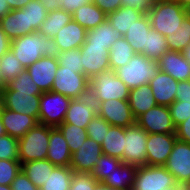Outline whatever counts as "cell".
Instances as JSON below:
<instances>
[{"mask_svg":"<svg viewBox=\"0 0 190 190\" xmlns=\"http://www.w3.org/2000/svg\"><path fill=\"white\" fill-rule=\"evenodd\" d=\"M10 49L25 69L43 56L57 58L60 53L54 38H47L38 31L11 40Z\"/></svg>","mask_w":190,"mask_h":190,"instance_id":"obj_1","label":"cell"},{"mask_svg":"<svg viewBox=\"0 0 190 190\" xmlns=\"http://www.w3.org/2000/svg\"><path fill=\"white\" fill-rule=\"evenodd\" d=\"M147 15L151 27L166 37L181 27L188 11L175 0H155Z\"/></svg>","mask_w":190,"mask_h":190,"instance_id":"obj_2","label":"cell"},{"mask_svg":"<svg viewBox=\"0 0 190 190\" xmlns=\"http://www.w3.org/2000/svg\"><path fill=\"white\" fill-rule=\"evenodd\" d=\"M159 71L158 63L142 54L135 53L131 60L115 70V74L130 89L149 84Z\"/></svg>","mask_w":190,"mask_h":190,"instance_id":"obj_3","label":"cell"},{"mask_svg":"<svg viewBox=\"0 0 190 190\" xmlns=\"http://www.w3.org/2000/svg\"><path fill=\"white\" fill-rule=\"evenodd\" d=\"M53 128L37 123L23 137L18 139L19 161L21 164L46 159L50 131Z\"/></svg>","mask_w":190,"mask_h":190,"instance_id":"obj_4","label":"cell"},{"mask_svg":"<svg viewBox=\"0 0 190 190\" xmlns=\"http://www.w3.org/2000/svg\"><path fill=\"white\" fill-rule=\"evenodd\" d=\"M130 88L115 74L107 70L90 79L89 94L96 105L106 100H129Z\"/></svg>","mask_w":190,"mask_h":190,"instance_id":"obj_5","label":"cell"},{"mask_svg":"<svg viewBox=\"0 0 190 190\" xmlns=\"http://www.w3.org/2000/svg\"><path fill=\"white\" fill-rule=\"evenodd\" d=\"M72 99L54 91L40 95L38 123L58 127L64 121Z\"/></svg>","mask_w":190,"mask_h":190,"instance_id":"obj_6","label":"cell"},{"mask_svg":"<svg viewBox=\"0 0 190 190\" xmlns=\"http://www.w3.org/2000/svg\"><path fill=\"white\" fill-rule=\"evenodd\" d=\"M178 186L175 177L164 166H139L132 190H163Z\"/></svg>","mask_w":190,"mask_h":190,"instance_id":"obj_7","label":"cell"},{"mask_svg":"<svg viewBox=\"0 0 190 190\" xmlns=\"http://www.w3.org/2000/svg\"><path fill=\"white\" fill-rule=\"evenodd\" d=\"M90 79L83 73L58 66L51 91L60 93L70 99H78L89 93Z\"/></svg>","mask_w":190,"mask_h":190,"instance_id":"obj_8","label":"cell"},{"mask_svg":"<svg viewBox=\"0 0 190 190\" xmlns=\"http://www.w3.org/2000/svg\"><path fill=\"white\" fill-rule=\"evenodd\" d=\"M125 148L123 163L136 167L147 165L146 143L148 133L137 123L124 128Z\"/></svg>","mask_w":190,"mask_h":190,"instance_id":"obj_9","label":"cell"},{"mask_svg":"<svg viewBox=\"0 0 190 190\" xmlns=\"http://www.w3.org/2000/svg\"><path fill=\"white\" fill-rule=\"evenodd\" d=\"M42 93H25L18 90H8L6 87L0 92V107L26 114L39 119V103Z\"/></svg>","mask_w":190,"mask_h":190,"instance_id":"obj_10","label":"cell"},{"mask_svg":"<svg viewBox=\"0 0 190 190\" xmlns=\"http://www.w3.org/2000/svg\"><path fill=\"white\" fill-rule=\"evenodd\" d=\"M164 167L175 177L178 185L190 187V144L176 139Z\"/></svg>","mask_w":190,"mask_h":190,"instance_id":"obj_11","label":"cell"},{"mask_svg":"<svg viewBox=\"0 0 190 190\" xmlns=\"http://www.w3.org/2000/svg\"><path fill=\"white\" fill-rule=\"evenodd\" d=\"M136 123L148 134L162 133L175 134L176 127L173 124L169 107L157 105L136 119Z\"/></svg>","mask_w":190,"mask_h":190,"instance_id":"obj_12","label":"cell"},{"mask_svg":"<svg viewBox=\"0 0 190 190\" xmlns=\"http://www.w3.org/2000/svg\"><path fill=\"white\" fill-rule=\"evenodd\" d=\"M97 114L111 126L125 128L136 123L128 100L109 99L98 103Z\"/></svg>","mask_w":190,"mask_h":190,"instance_id":"obj_13","label":"cell"},{"mask_svg":"<svg viewBox=\"0 0 190 190\" xmlns=\"http://www.w3.org/2000/svg\"><path fill=\"white\" fill-rule=\"evenodd\" d=\"M80 51L83 74L88 79L110 70L109 49L106 46L82 45Z\"/></svg>","mask_w":190,"mask_h":190,"instance_id":"obj_14","label":"cell"},{"mask_svg":"<svg viewBox=\"0 0 190 190\" xmlns=\"http://www.w3.org/2000/svg\"><path fill=\"white\" fill-rule=\"evenodd\" d=\"M176 139V134H148L146 143L147 165L164 166Z\"/></svg>","mask_w":190,"mask_h":190,"instance_id":"obj_15","label":"cell"},{"mask_svg":"<svg viewBox=\"0 0 190 190\" xmlns=\"http://www.w3.org/2000/svg\"><path fill=\"white\" fill-rule=\"evenodd\" d=\"M95 115H97V105L88 93L83 97L71 100L63 123L87 129L89 122Z\"/></svg>","mask_w":190,"mask_h":190,"instance_id":"obj_16","label":"cell"},{"mask_svg":"<svg viewBox=\"0 0 190 190\" xmlns=\"http://www.w3.org/2000/svg\"><path fill=\"white\" fill-rule=\"evenodd\" d=\"M102 154L101 145L87 137L81 147L71 155L69 166L76 172L91 173Z\"/></svg>","mask_w":190,"mask_h":190,"instance_id":"obj_17","label":"cell"},{"mask_svg":"<svg viewBox=\"0 0 190 190\" xmlns=\"http://www.w3.org/2000/svg\"><path fill=\"white\" fill-rule=\"evenodd\" d=\"M59 63L54 57H41L26 70L42 92L51 91Z\"/></svg>","mask_w":190,"mask_h":190,"instance_id":"obj_18","label":"cell"},{"mask_svg":"<svg viewBox=\"0 0 190 190\" xmlns=\"http://www.w3.org/2000/svg\"><path fill=\"white\" fill-rule=\"evenodd\" d=\"M159 70L176 81L190 80V63L180 51H167L157 61Z\"/></svg>","mask_w":190,"mask_h":190,"instance_id":"obj_19","label":"cell"},{"mask_svg":"<svg viewBox=\"0 0 190 190\" xmlns=\"http://www.w3.org/2000/svg\"><path fill=\"white\" fill-rule=\"evenodd\" d=\"M0 117L6 134L17 139L23 137L38 123L32 116L11 111L5 107H0Z\"/></svg>","mask_w":190,"mask_h":190,"instance_id":"obj_20","label":"cell"},{"mask_svg":"<svg viewBox=\"0 0 190 190\" xmlns=\"http://www.w3.org/2000/svg\"><path fill=\"white\" fill-rule=\"evenodd\" d=\"M149 85L157 105L169 107L176 100L178 81L167 73L159 70Z\"/></svg>","mask_w":190,"mask_h":190,"instance_id":"obj_21","label":"cell"},{"mask_svg":"<svg viewBox=\"0 0 190 190\" xmlns=\"http://www.w3.org/2000/svg\"><path fill=\"white\" fill-rule=\"evenodd\" d=\"M87 30L73 19L55 35L54 41L60 51L80 48L86 40Z\"/></svg>","mask_w":190,"mask_h":190,"instance_id":"obj_22","label":"cell"},{"mask_svg":"<svg viewBox=\"0 0 190 190\" xmlns=\"http://www.w3.org/2000/svg\"><path fill=\"white\" fill-rule=\"evenodd\" d=\"M49 146L46 159L55 166H69L71 152L67 141L57 127L50 131Z\"/></svg>","mask_w":190,"mask_h":190,"instance_id":"obj_23","label":"cell"},{"mask_svg":"<svg viewBox=\"0 0 190 190\" xmlns=\"http://www.w3.org/2000/svg\"><path fill=\"white\" fill-rule=\"evenodd\" d=\"M0 26L10 40L32 33V28H27L26 10H11L0 20Z\"/></svg>","mask_w":190,"mask_h":190,"instance_id":"obj_24","label":"cell"},{"mask_svg":"<svg viewBox=\"0 0 190 190\" xmlns=\"http://www.w3.org/2000/svg\"><path fill=\"white\" fill-rule=\"evenodd\" d=\"M151 29L150 18L144 14L123 36L132 46L135 53L142 54L147 50L148 32Z\"/></svg>","mask_w":190,"mask_h":190,"instance_id":"obj_25","label":"cell"},{"mask_svg":"<svg viewBox=\"0 0 190 190\" xmlns=\"http://www.w3.org/2000/svg\"><path fill=\"white\" fill-rule=\"evenodd\" d=\"M128 101L135 119L146 113L149 109L157 106L149 84L130 89Z\"/></svg>","mask_w":190,"mask_h":190,"instance_id":"obj_26","label":"cell"},{"mask_svg":"<svg viewBox=\"0 0 190 190\" xmlns=\"http://www.w3.org/2000/svg\"><path fill=\"white\" fill-rule=\"evenodd\" d=\"M119 37H121L120 33L106 19L94 29L87 31L86 40L83 45L106 46L110 50Z\"/></svg>","mask_w":190,"mask_h":190,"instance_id":"obj_27","label":"cell"},{"mask_svg":"<svg viewBox=\"0 0 190 190\" xmlns=\"http://www.w3.org/2000/svg\"><path fill=\"white\" fill-rule=\"evenodd\" d=\"M143 15V12L135 8L121 6L116 11L109 13L107 20L123 37L133 24H135V21L139 20Z\"/></svg>","mask_w":190,"mask_h":190,"instance_id":"obj_28","label":"cell"},{"mask_svg":"<svg viewBox=\"0 0 190 190\" xmlns=\"http://www.w3.org/2000/svg\"><path fill=\"white\" fill-rule=\"evenodd\" d=\"M72 19L88 31L105 21L107 15L93 2H90L76 9L72 13Z\"/></svg>","mask_w":190,"mask_h":190,"instance_id":"obj_29","label":"cell"},{"mask_svg":"<svg viewBox=\"0 0 190 190\" xmlns=\"http://www.w3.org/2000/svg\"><path fill=\"white\" fill-rule=\"evenodd\" d=\"M101 147L103 154L119 158L123 162L125 148L124 127L111 126L109 130H106V136Z\"/></svg>","mask_w":190,"mask_h":190,"instance_id":"obj_30","label":"cell"},{"mask_svg":"<svg viewBox=\"0 0 190 190\" xmlns=\"http://www.w3.org/2000/svg\"><path fill=\"white\" fill-rule=\"evenodd\" d=\"M55 167L56 166L47 159L30 161L21 164V170L38 188L45 183Z\"/></svg>","mask_w":190,"mask_h":190,"instance_id":"obj_31","label":"cell"},{"mask_svg":"<svg viewBox=\"0 0 190 190\" xmlns=\"http://www.w3.org/2000/svg\"><path fill=\"white\" fill-rule=\"evenodd\" d=\"M72 20V13L65 10H54L48 12L46 19L42 22L38 32L47 37L54 38L59 30Z\"/></svg>","mask_w":190,"mask_h":190,"instance_id":"obj_32","label":"cell"},{"mask_svg":"<svg viewBox=\"0 0 190 190\" xmlns=\"http://www.w3.org/2000/svg\"><path fill=\"white\" fill-rule=\"evenodd\" d=\"M136 166L122 163L103 183L119 190H132Z\"/></svg>","mask_w":190,"mask_h":190,"instance_id":"obj_33","label":"cell"},{"mask_svg":"<svg viewBox=\"0 0 190 190\" xmlns=\"http://www.w3.org/2000/svg\"><path fill=\"white\" fill-rule=\"evenodd\" d=\"M134 55L135 51L132 49V46L124 37H119L109 50L110 69L115 71L119 67L124 66Z\"/></svg>","mask_w":190,"mask_h":190,"instance_id":"obj_34","label":"cell"},{"mask_svg":"<svg viewBox=\"0 0 190 190\" xmlns=\"http://www.w3.org/2000/svg\"><path fill=\"white\" fill-rule=\"evenodd\" d=\"M73 173L70 166H56L39 190H69Z\"/></svg>","mask_w":190,"mask_h":190,"instance_id":"obj_35","label":"cell"},{"mask_svg":"<svg viewBox=\"0 0 190 190\" xmlns=\"http://www.w3.org/2000/svg\"><path fill=\"white\" fill-rule=\"evenodd\" d=\"M180 26L175 32L166 36L169 51L182 52L190 44V17L188 15Z\"/></svg>","mask_w":190,"mask_h":190,"instance_id":"obj_36","label":"cell"},{"mask_svg":"<svg viewBox=\"0 0 190 190\" xmlns=\"http://www.w3.org/2000/svg\"><path fill=\"white\" fill-rule=\"evenodd\" d=\"M25 70L11 49L0 58V73L6 84Z\"/></svg>","mask_w":190,"mask_h":190,"instance_id":"obj_37","label":"cell"},{"mask_svg":"<svg viewBox=\"0 0 190 190\" xmlns=\"http://www.w3.org/2000/svg\"><path fill=\"white\" fill-rule=\"evenodd\" d=\"M57 128L67 141L71 154L76 152L88 137L85 128L77 127L74 124L62 123Z\"/></svg>","mask_w":190,"mask_h":190,"instance_id":"obj_38","label":"cell"},{"mask_svg":"<svg viewBox=\"0 0 190 190\" xmlns=\"http://www.w3.org/2000/svg\"><path fill=\"white\" fill-rule=\"evenodd\" d=\"M167 51H169V48L166 42V37L151 27L148 32L147 50L143 55L152 60L158 61Z\"/></svg>","mask_w":190,"mask_h":190,"instance_id":"obj_39","label":"cell"},{"mask_svg":"<svg viewBox=\"0 0 190 190\" xmlns=\"http://www.w3.org/2000/svg\"><path fill=\"white\" fill-rule=\"evenodd\" d=\"M21 10H26L27 28H32V33L37 32L48 15L43 3L39 0H32Z\"/></svg>","mask_w":190,"mask_h":190,"instance_id":"obj_40","label":"cell"},{"mask_svg":"<svg viewBox=\"0 0 190 190\" xmlns=\"http://www.w3.org/2000/svg\"><path fill=\"white\" fill-rule=\"evenodd\" d=\"M122 163L123 162L119 158L102 154L97 164L94 166L91 175L98 182H104L107 176H110Z\"/></svg>","mask_w":190,"mask_h":190,"instance_id":"obj_41","label":"cell"},{"mask_svg":"<svg viewBox=\"0 0 190 190\" xmlns=\"http://www.w3.org/2000/svg\"><path fill=\"white\" fill-rule=\"evenodd\" d=\"M8 90H18L25 93H43L32 80L27 70L9 81L6 86Z\"/></svg>","mask_w":190,"mask_h":190,"instance_id":"obj_42","label":"cell"},{"mask_svg":"<svg viewBox=\"0 0 190 190\" xmlns=\"http://www.w3.org/2000/svg\"><path fill=\"white\" fill-rule=\"evenodd\" d=\"M57 59L59 65L65 67V69L75 70L76 73H83L80 48L60 51Z\"/></svg>","mask_w":190,"mask_h":190,"instance_id":"obj_43","label":"cell"},{"mask_svg":"<svg viewBox=\"0 0 190 190\" xmlns=\"http://www.w3.org/2000/svg\"><path fill=\"white\" fill-rule=\"evenodd\" d=\"M110 127L111 125L97 114L92 118L87 126V136L99 145H102V141L106 136V130H109Z\"/></svg>","mask_w":190,"mask_h":190,"instance_id":"obj_44","label":"cell"},{"mask_svg":"<svg viewBox=\"0 0 190 190\" xmlns=\"http://www.w3.org/2000/svg\"><path fill=\"white\" fill-rule=\"evenodd\" d=\"M20 171L21 163L19 160L0 159V185H11Z\"/></svg>","mask_w":190,"mask_h":190,"instance_id":"obj_45","label":"cell"},{"mask_svg":"<svg viewBox=\"0 0 190 190\" xmlns=\"http://www.w3.org/2000/svg\"><path fill=\"white\" fill-rule=\"evenodd\" d=\"M18 139L8 134L0 137V159L19 160Z\"/></svg>","mask_w":190,"mask_h":190,"instance_id":"obj_46","label":"cell"},{"mask_svg":"<svg viewBox=\"0 0 190 190\" xmlns=\"http://www.w3.org/2000/svg\"><path fill=\"white\" fill-rule=\"evenodd\" d=\"M97 182L91 173L74 171L69 190H95Z\"/></svg>","mask_w":190,"mask_h":190,"instance_id":"obj_47","label":"cell"},{"mask_svg":"<svg viewBox=\"0 0 190 190\" xmlns=\"http://www.w3.org/2000/svg\"><path fill=\"white\" fill-rule=\"evenodd\" d=\"M172 121L175 127L190 117V102L174 101L169 106Z\"/></svg>","mask_w":190,"mask_h":190,"instance_id":"obj_48","label":"cell"},{"mask_svg":"<svg viewBox=\"0 0 190 190\" xmlns=\"http://www.w3.org/2000/svg\"><path fill=\"white\" fill-rule=\"evenodd\" d=\"M12 190H39L21 170L11 184Z\"/></svg>","mask_w":190,"mask_h":190,"instance_id":"obj_49","label":"cell"},{"mask_svg":"<svg viewBox=\"0 0 190 190\" xmlns=\"http://www.w3.org/2000/svg\"><path fill=\"white\" fill-rule=\"evenodd\" d=\"M155 0H121L122 6H128L130 8H135L147 14L152 8Z\"/></svg>","mask_w":190,"mask_h":190,"instance_id":"obj_50","label":"cell"},{"mask_svg":"<svg viewBox=\"0 0 190 190\" xmlns=\"http://www.w3.org/2000/svg\"><path fill=\"white\" fill-rule=\"evenodd\" d=\"M106 15L116 11L122 6L121 0H92Z\"/></svg>","mask_w":190,"mask_h":190,"instance_id":"obj_51","label":"cell"},{"mask_svg":"<svg viewBox=\"0 0 190 190\" xmlns=\"http://www.w3.org/2000/svg\"><path fill=\"white\" fill-rule=\"evenodd\" d=\"M176 90V101L190 102V80L179 81Z\"/></svg>","mask_w":190,"mask_h":190,"instance_id":"obj_52","label":"cell"},{"mask_svg":"<svg viewBox=\"0 0 190 190\" xmlns=\"http://www.w3.org/2000/svg\"><path fill=\"white\" fill-rule=\"evenodd\" d=\"M175 134L178 140L190 144V117L176 127Z\"/></svg>","mask_w":190,"mask_h":190,"instance_id":"obj_53","label":"cell"},{"mask_svg":"<svg viewBox=\"0 0 190 190\" xmlns=\"http://www.w3.org/2000/svg\"><path fill=\"white\" fill-rule=\"evenodd\" d=\"M61 5V10L66 12L73 13L79 7L86 5L92 0H59Z\"/></svg>","mask_w":190,"mask_h":190,"instance_id":"obj_54","label":"cell"},{"mask_svg":"<svg viewBox=\"0 0 190 190\" xmlns=\"http://www.w3.org/2000/svg\"><path fill=\"white\" fill-rule=\"evenodd\" d=\"M11 48V40L0 26V58Z\"/></svg>","mask_w":190,"mask_h":190,"instance_id":"obj_55","label":"cell"},{"mask_svg":"<svg viewBox=\"0 0 190 190\" xmlns=\"http://www.w3.org/2000/svg\"><path fill=\"white\" fill-rule=\"evenodd\" d=\"M48 12L61 9L59 0H39Z\"/></svg>","mask_w":190,"mask_h":190,"instance_id":"obj_56","label":"cell"},{"mask_svg":"<svg viewBox=\"0 0 190 190\" xmlns=\"http://www.w3.org/2000/svg\"><path fill=\"white\" fill-rule=\"evenodd\" d=\"M32 0H6L10 10L22 9Z\"/></svg>","mask_w":190,"mask_h":190,"instance_id":"obj_57","label":"cell"},{"mask_svg":"<svg viewBox=\"0 0 190 190\" xmlns=\"http://www.w3.org/2000/svg\"><path fill=\"white\" fill-rule=\"evenodd\" d=\"M10 7L8 6V3L6 0H0V20L7 14L9 13Z\"/></svg>","mask_w":190,"mask_h":190,"instance_id":"obj_58","label":"cell"},{"mask_svg":"<svg viewBox=\"0 0 190 190\" xmlns=\"http://www.w3.org/2000/svg\"><path fill=\"white\" fill-rule=\"evenodd\" d=\"M95 190H119V189L114 188V187H110L109 185H107L103 182H97Z\"/></svg>","mask_w":190,"mask_h":190,"instance_id":"obj_59","label":"cell"},{"mask_svg":"<svg viewBox=\"0 0 190 190\" xmlns=\"http://www.w3.org/2000/svg\"><path fill=\"white\" fill-rule=\"evenodd\" d=\"M181 7L185 8V9H189L190 8V0H175Z\"/></svg>","mask_w":190,"mask_h":190,"instance_id":"obj_60","label":"cell"},{"mask_svg":"<svg viewBox=\"0 0 190 190\" xmlns=\"http://www.w3.org/2000/svg\"><path fill=\"white\" fill-rule=\"evenodd\" d=\"M184 57L189 61L190 63V44L182 51Z\"/></svg>","mask_w":190,"mask_h":190,"instance_id":"obj_61","label":"cell"},{"mask_svg":"<svg viewBox=\"0 0 190 190\" xmlns=\"http://www.w3.org/2000/svg\"><path fill=\"white\" fill-rule=\"evenodd\" d=\"M163 190H188L187 187H184V186H176V187H172V188H167V189H163Z\"/></svg>","mask_w":190,"mask_h":190,"instance_id":"obj_62","label":"cell"},{"mask_svg":"<svg viewBox=\"0 0 190 190\" xmlns=\"http://www.w3.org/2000/svg\"><path fill=\"white\" fill-rule=\"evenodd\" d=\"M6 134L5 128L3 126L1 117H0V137L4 136Z\"/></svg>","mask_w":190,"mask_h":190,"instance_id":"obj_63","label":"cell"},{"mask_svg":"<svg viewBox=\"0 0 190 190\" xmlns=\"http://www.w3.org/2000/svg\"><path fill=\"white\" fill-rule=\"evenodd\" d=\"M5 86H6V83L3 81L1 73H0V92L3 90Z\"/></svg>","mask_w":190,"mask_h":190,"instance_id":"obj_64","label":"cell"},{"mask_svg":"<svg viewBox=\"0 0 190 190\" xmlns=\"http://www.w3.org/2000/svg\"><path fill=\"white\" fill-rule=\"evenodd\" d=\"M0 190H12L11 185H0Z\"/></svg>","mask_w":190,"mask_h":190,"instance_id":"obj_65","label":"cell"},{"mask_svg":"<svg viewBox=\"0 0 190 190\" xmlns=\"http://www.w3.org/2000/svg\"><path fill=\"white\" fill-rule=\"evenodd\" d=\"M187 11H188V16L190 17V8Z\"/></svg>","mask_w":190,"mask_h":190,"instance_id":"obj_66","label":"cell"}]
</instances>
